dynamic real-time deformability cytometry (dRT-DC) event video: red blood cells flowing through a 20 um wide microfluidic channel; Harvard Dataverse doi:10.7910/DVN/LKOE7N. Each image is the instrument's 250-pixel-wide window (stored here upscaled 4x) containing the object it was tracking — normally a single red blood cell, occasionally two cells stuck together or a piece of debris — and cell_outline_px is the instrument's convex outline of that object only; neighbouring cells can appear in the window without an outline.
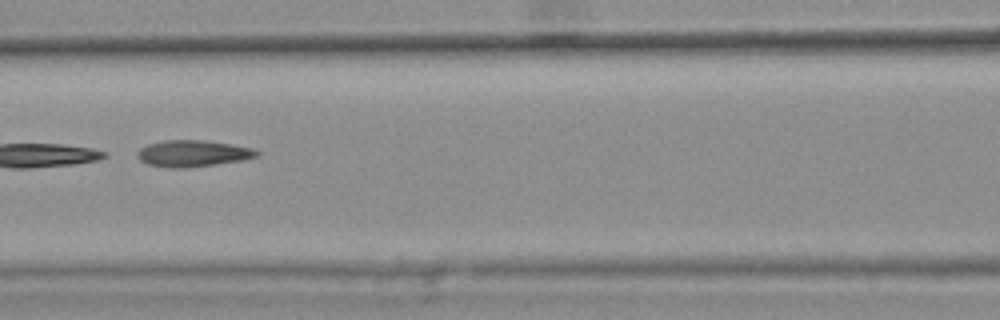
{"species": "common noctule bat (a hibernating species)", "species_latin": "Nyctalus noctula", "temperature_condition": "warm", "stored_images_in_passage": 12, "camera_frame_rate_fps": 3000, "um_per_image_px": 0.085, "animal": {"sex": "female", "body_mass_g": 25.1}, "frame": {"image": 1, "passage_image": 6, "time_ms": 1.667, "image_size_px": [1000, 320], "cell_outline_px": [[260, 156], [244, 160], [216, 164], [184, 168], [168, 168], [148, 164], [140, 160], [136, 156], [136, 152], [140, 148], [148, 144], [164, 140], [204, 140], [232, 144], [252, 148], [260, 152]], "centroid_in_image_um": [16.4, 13.04], "position_along_channel_um": 150.2, "area_um2": 18.61}}
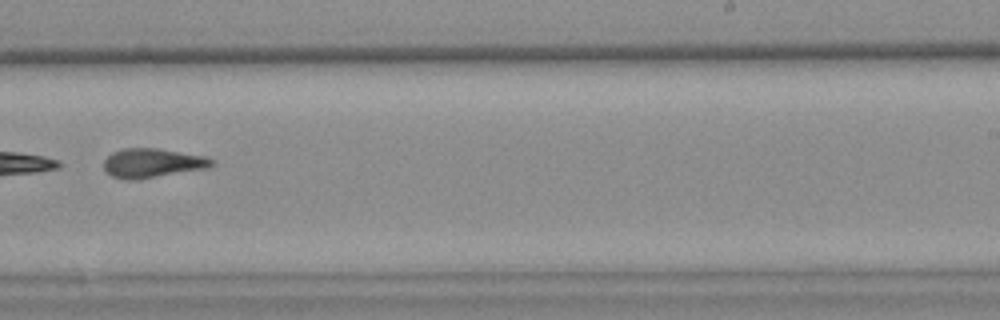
{"frame": {"image": 2, "passage_image": 9, "time_ms": 2.667, "image_size_px": [1000, 320], "cell_outline_px": [[216, 164], [208, 168], [136, 180], [124, 180], [112, 176], [104, 168], [104, 160], [112, 152], [124, 148], [156, 148], [208, 156]], "centroid_in_image_um": [12.98, 13.86], "position_along_channel_um": 276.0, "area_um2": 18.5}}